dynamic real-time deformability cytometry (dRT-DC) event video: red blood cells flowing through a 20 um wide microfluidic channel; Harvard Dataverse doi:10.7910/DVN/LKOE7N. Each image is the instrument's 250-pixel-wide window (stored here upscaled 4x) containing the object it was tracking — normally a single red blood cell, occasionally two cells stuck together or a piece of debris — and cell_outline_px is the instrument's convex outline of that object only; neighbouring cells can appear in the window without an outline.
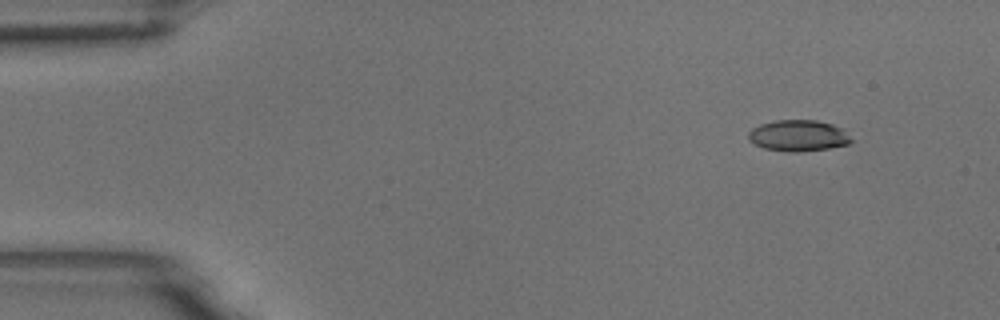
{"species": "common noctule bat (a hibernating species)", "species_latin": "Nyctalus noctula", "temperature_condition": "room temperature", "stored_images_in_passage": 15, "camera_frame_rate_fps": 3000, "um_per_image_px": 0.085, "animal": {"sex": "male", "body_mass_g": 18.8}, "frame": {"image": 1, "passage_image": 2, "time_ms": 0.333, "image_size_px": [1000, 320], "cell_outline_px": [[852, 140], [848, 144], [828, 148], [796, 152], [792, 152], [764, 148], [748, 140], [748, 132], [752, 128], [760, 124], [776, 120], [816, 120], [832, 124], [840, 128]], "centroid_in_image_um": [67.81, 11.52], "position_along_channel_um": 17.2, "area_um2": 18.44}}
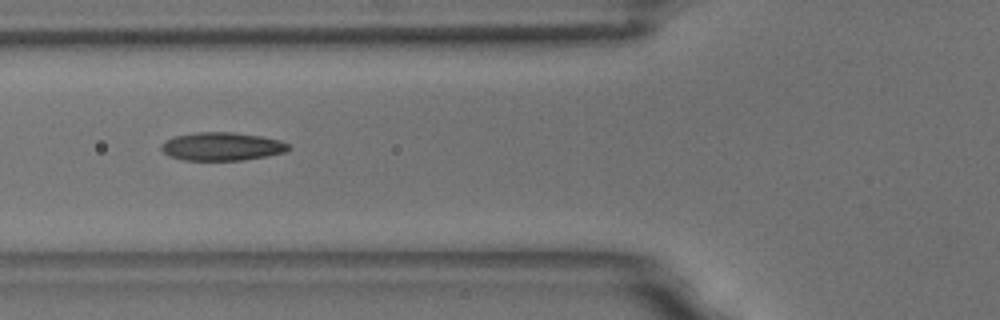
{"frame": {"image": 2, "passage_image": 6, "time_ms": 1.667, "image_size_px": [1000, 320], "cell_outline_px": [[292, 148], [284, 152], [244, 160], [184, 160], [168, 156], [160, 148], [160, 144], [164, 140], [172, 136], [196, 132], [232, 132], [260, 136], [280, 140], [288, 144]], "centroid_in_image_um": [18.8, 12.44], "position_along_channel_um": 107.0, "area_um2": 21.04}}
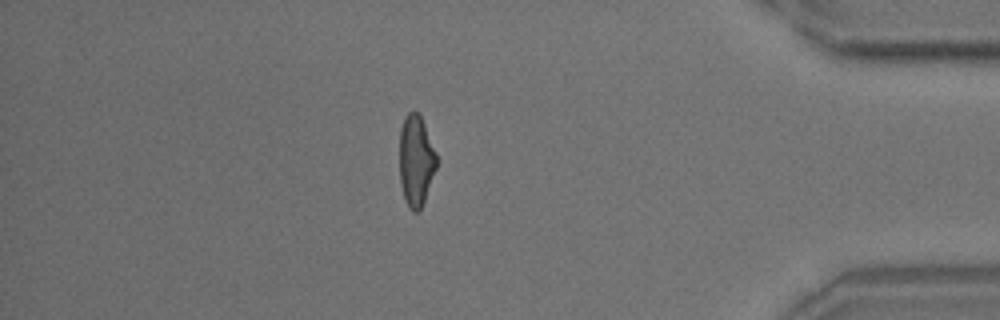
{"frame": {"image": 3, "passage_image": 14, "time_ms": 4.333, "image_size_px": [1000, 320], "cell_outline_px": [[440, 160], [424, 200], [420, 208], [416, 212], [412, 212], [408, 208], [404, 200], [400, 184], [400, 128], [404, 116], [408, 112], [420, 112]], "centroid_in_image_um": [35.38, 13.63], "position_along_channel_um": 399.8, "area_um2": 20.23}}